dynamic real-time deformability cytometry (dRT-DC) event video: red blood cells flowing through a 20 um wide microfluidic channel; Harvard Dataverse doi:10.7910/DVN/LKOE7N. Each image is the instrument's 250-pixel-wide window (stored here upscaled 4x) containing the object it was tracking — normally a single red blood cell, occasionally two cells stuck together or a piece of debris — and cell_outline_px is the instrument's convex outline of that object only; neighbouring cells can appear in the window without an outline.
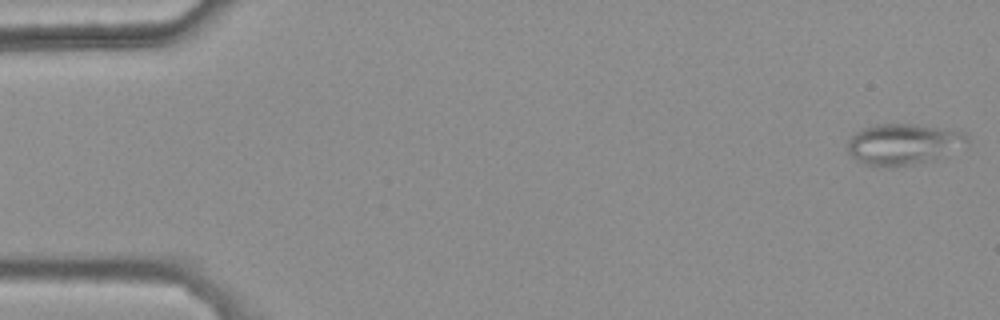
{"species": "common noctule bat (a hibernating species)", "species_latin": "Nyctalus noctula", "temperature_condition": "warm", "stored_images_in_passage": 47, "camera_frame_rate_fps": 3000, "um_per_image_px": 0.085, "animal": {"sex": "female", "body_mass_g": 25.1}, "frame": {"image": 1, "passage_image": 1, "time_ms": 0.0, "image_size_px": [1000, 320], "cell_outline_px": [[968, 140], [932, 160], [892, 168], [864, 164], [856, 160], [848, 152], [848, 140], [856, 132], [864, 128], [876, 124], [912, 124], [968, 132]], "centroid_in_image_um": [76.7, 12.25], "position_along_channel_um": 8.3, "area_um2": 28.03}}
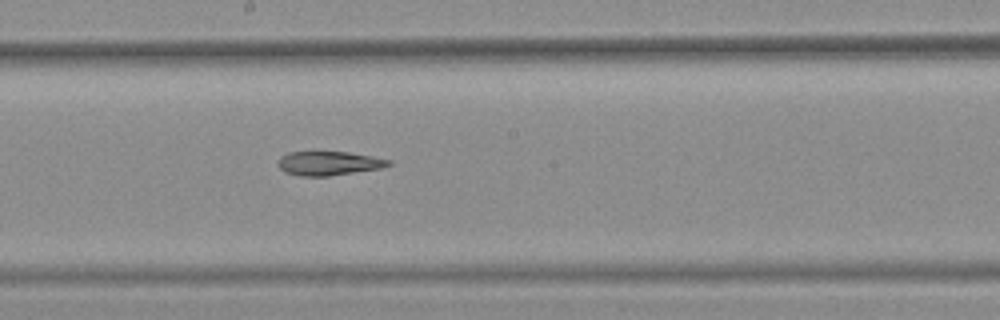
{"frame": {"image": 2, "passage_image": 29, "time_ms": 9.333, "image_size_px": [1000, 320], "cell_outline_px": [[392, 164], [380, 168], [328, 176], [300, 176], [284, 172], [276, 164], [280, 156], [288, 152], [348, 152], [372, 156], [392, 160]], "centroid_in_image_um": [27.91, 13.88], "position_along_channel_um": 220.3, "area_um2": 15.49}}
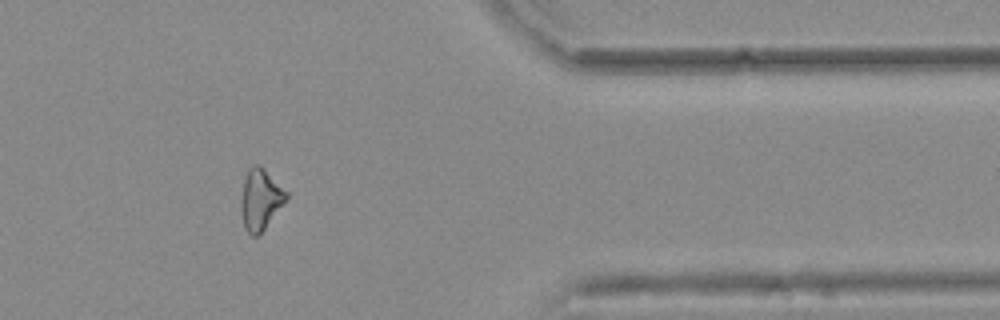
{"frame": {"image": 3, "passage_image": 44, "time_ms": 14.333, "image_size_px": [1000, 320], "cell_outline_px": [[288, 196], [264, 228], [256, 236], [252, 236], [244, 228], [240, 208], [240, 204], [244, 180], [248, 168], [252, 164], [260, 164], [288, 192]], "centroid_in_image_um": [22.11, 16.9], "position_along_channel_um": 389.3, "area_um2": 15.84}, "authors_computed_cell_mechanics": {"area_um2": 16.473, "velocity_mm_per_s": 3.7794, "shape_relaxation_time_tau1_ms": null, "shape_relaxation_time_tau2_ms": 10.3699, "deformation_change_tau1": null, "deformation_change_tau2": 0.2285}}